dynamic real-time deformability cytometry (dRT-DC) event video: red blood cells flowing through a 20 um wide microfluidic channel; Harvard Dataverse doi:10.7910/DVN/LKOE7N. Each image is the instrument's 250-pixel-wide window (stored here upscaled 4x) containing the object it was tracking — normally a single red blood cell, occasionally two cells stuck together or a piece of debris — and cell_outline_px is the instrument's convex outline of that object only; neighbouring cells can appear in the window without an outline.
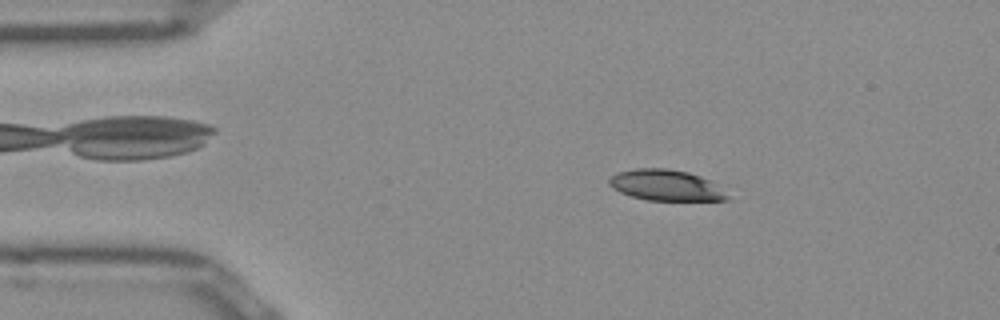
{"species": "Egyptian fruit bat (a non-hibernating species)", "species_latin": "Rousettus aegyptiacus", "temperature_condition": "room temperature", "stored_images_in_passage": 50, "segment_of_instrument_passage": [1, 2], "camera_frame_rate_fps": 3000, "um_per_image_px": 0.085, "frame": {"image": 1, "passage_image": 7, "time_ms": 2.0, "image_size_px": [1000, 320], "cell_outline_px": [[728, 200], [648, 200], [632, 196], [620, 192], [612, 188], [608, 184], [608, 180], [612, 176], [620, 172], [636, 168], [668, 168], [688, 172], [712, 180], [728, 196]], "centroid_in_image_um": [56.6, 15.74], "position_along_channel_um": 28.4, "area_um2": 21.15}}
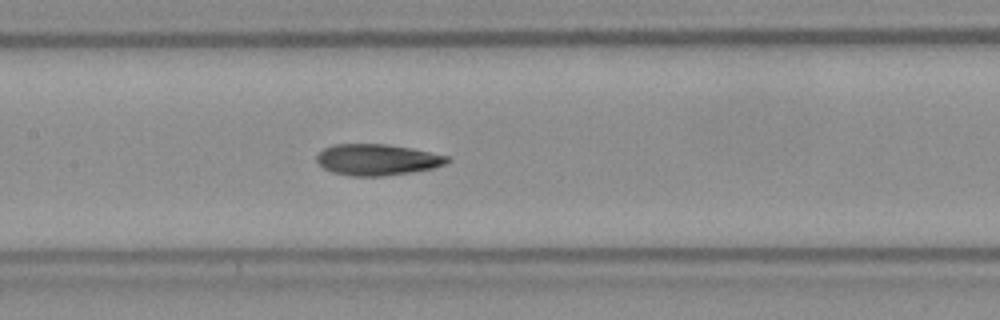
{"frame": {"image": 2, "passage_image": 22, "time_ms": 7.0, "image_size_px": [1000, 320], "cell_outline_px": [[452, 160], [444, 164], [432, 168], [412, 172], [380, 176], [352, 176], [332, 172], [324, 168], [316, 160], [316, 156], [324, 148], [332, 144], [384, 144], [412, 148], [448, 156]], "centroid_in_image_um": [32.05, 13.57], "position_along_channel_um": 175.3, "area_um2": 23.64}}
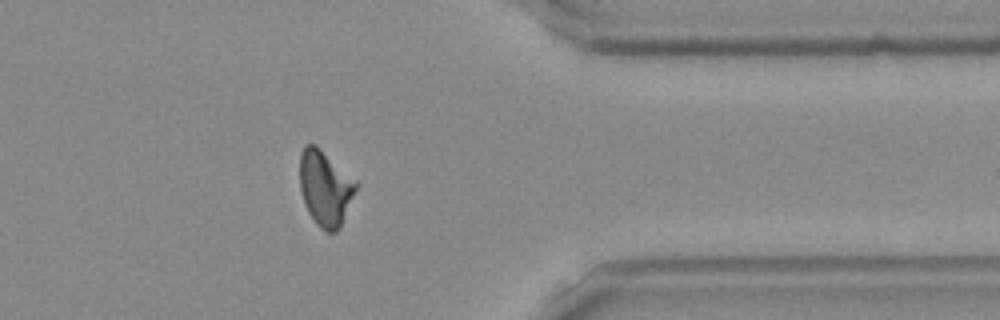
{"frame": {"image": 3, "passage_image": 39, "time_ms": 12.667, "image_size_px": [1000, 320], "cell_outline_px": [[356, 188], [340, 228], [336, 232], [324, 232], [316, 224], [308, 212], [300, 188], [300, 152], [304, 144], [316, 144], [356, 180]], "centroid_in_image_um": [27.62, 15.97], "position_along_channel_um": 383.8, "area_um2": 24.57}}